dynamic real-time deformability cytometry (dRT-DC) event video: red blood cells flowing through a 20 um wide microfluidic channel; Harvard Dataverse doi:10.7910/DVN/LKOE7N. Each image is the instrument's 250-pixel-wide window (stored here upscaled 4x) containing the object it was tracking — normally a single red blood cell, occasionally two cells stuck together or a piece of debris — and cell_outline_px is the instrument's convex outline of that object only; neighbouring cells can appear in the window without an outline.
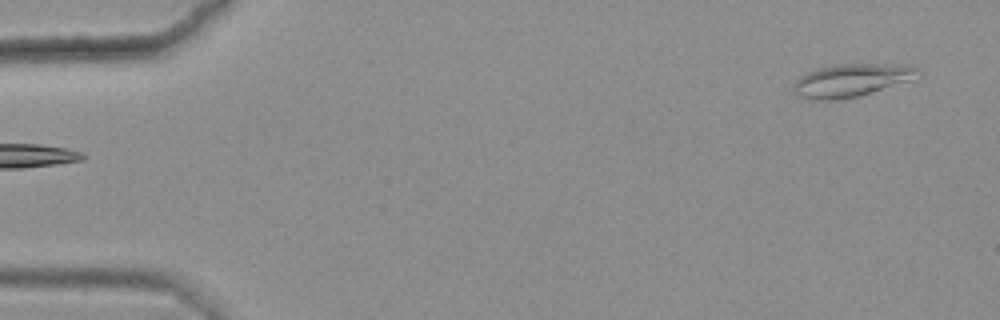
{"species": "common noctule bat (a hibernating species)", "species_latin": "Nyctalus noctula", "temperature_condition": "warm", "stored_images_in_passage": 48, "camera_frame_rate_fps": 3000, "um_per_image_px": 0.085, "animal": {"sex": "female", "body_mass_g": 25.1}, "frame": {"image": 1, "passage_image": 1, "time_ms": 0.0, "image_size_px": [1000, 320], "cell_outline_px": [[920, 72], [912, 80], [856, 96], [836, 100], [808, 100], [796, 96], [792, 92], [792, 84], [800, 76], [816, 68], [836, 64], [908, 64], [920, 68]], "centroid_in_image_um": [72.31, 6.82], "position_along_channel_um": 12.7, "area_um2": 24.1}}
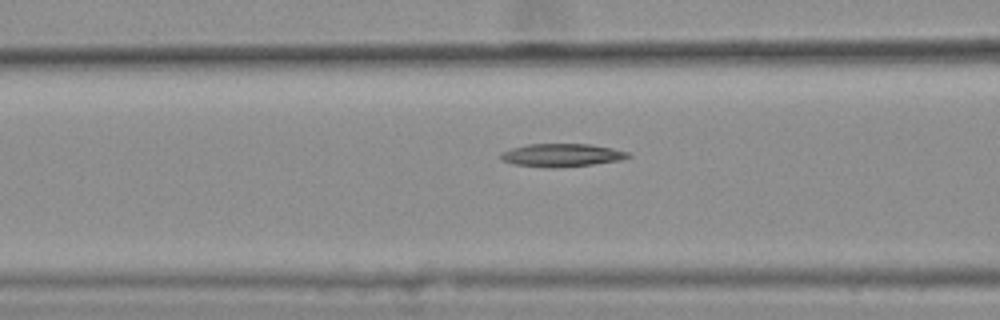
{"frame": {"image": 2, "passage_image": 20, "time_ms": 6.333, "image_size_px": [1000, 320], "cell_outline_px": [[632, 156], [620, 160], [592, 164], [552, 168], [548, 168], [512, 164], [500, 160], [500, 152], [512, 148], [528, 144], [592, 144], [612, 148], [628, 152]], "centroid_in_image_um": [47.7, 13.19], "position_along_channel_um": 118.9, "area_um2": 17.17}}
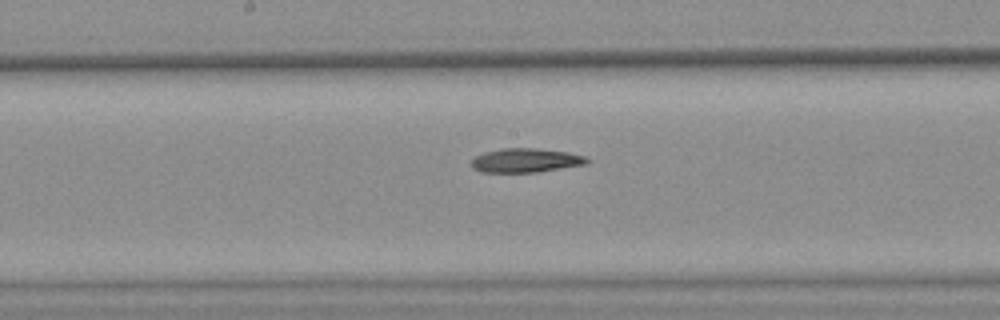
{"frame": {"image": 3, "passage_image": 27, "time_ms": 8.667, "image_size_px": [1000, 320], "cell_outline_px": [[592, 160], [588, 164], [536, 172], [480, 172], [472, 168], [468, 164], [476, 156], [484, 152], [500, 148], [536, 148], [568, 152], [584, 156]], "centroid_in_image_um": [44.67, 13.63], "position_along_channel_um": 203.5, "area_um2": 16.42}}